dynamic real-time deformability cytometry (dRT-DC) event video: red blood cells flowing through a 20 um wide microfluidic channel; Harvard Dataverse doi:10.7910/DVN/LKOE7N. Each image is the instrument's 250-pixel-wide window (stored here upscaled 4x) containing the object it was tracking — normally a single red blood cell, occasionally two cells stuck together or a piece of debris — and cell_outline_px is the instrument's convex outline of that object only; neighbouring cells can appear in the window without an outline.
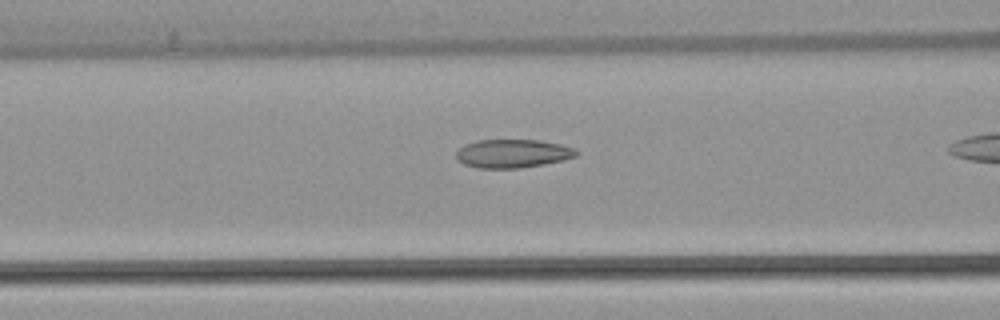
{"species": "common noctule bat (a hibernating species)", "species_latin": "Nyctalus noctula", "temperature_condition": "warm", "stored_images_in_passage": 25, "camera_frame_rate_fps": 3000, "um_per_image_px": 0.085, "animal": {"sex": "female", "body_mass_g": 22.7, "forearm_length_mm": 54.2}, "frame": {"image": 1, "passage_image": 15, "time_ms": 4.667, "image_size_px": [1000, 320], "cell_outline_px": [[580, 152], [576, 156], [564, 160], [544, 164], [520, 168], [476, 168], [464, 164], [456, 156], [456, 152], [464, 144], [476, 140], [540, 140], [560, 144], [576, 148]], "centroid_in_image_um": [43.61, 13.05], "position_along_channel_um": 123.0, "area_um2": 20.06}}